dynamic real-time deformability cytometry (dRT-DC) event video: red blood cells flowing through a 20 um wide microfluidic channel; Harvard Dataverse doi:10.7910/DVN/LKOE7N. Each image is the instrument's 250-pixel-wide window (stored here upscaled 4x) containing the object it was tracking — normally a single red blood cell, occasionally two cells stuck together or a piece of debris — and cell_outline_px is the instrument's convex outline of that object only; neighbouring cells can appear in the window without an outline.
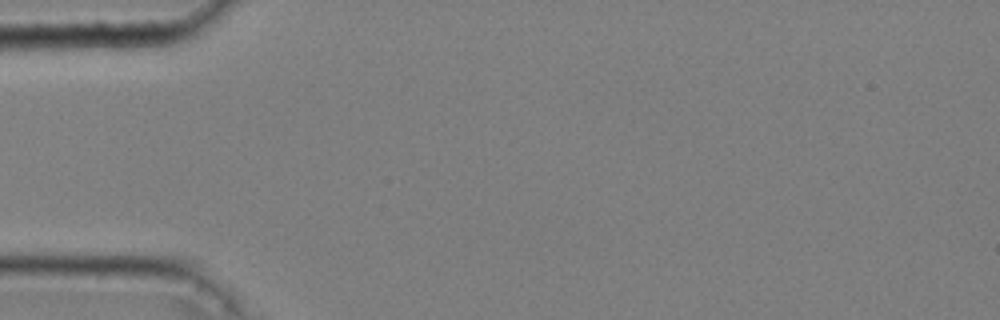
{"species": "common noctule bat (a hibernating species)", "species_latin": "Nyctalus noctula", "temperature_condition": "cold", "stored_images_in_passage": 1, "camera_frame_rate_fps": 3000, "um_per_image_px": 0.085, "animal": {"sex": "male", "body_mass_g": 20.4}, "frame": {"image": 1, "passage_image": 1, "time_ms": 0.0, "image_size_px": [1000, 320], "cell_outline_px": [[164, 36], [160, 44], [132, 48], [20, 48], [40, 36]], "centroid_in_image_um": [7.95, 3.57], "position_along_channel_um": 77.1, "area_um2": 10.98}}